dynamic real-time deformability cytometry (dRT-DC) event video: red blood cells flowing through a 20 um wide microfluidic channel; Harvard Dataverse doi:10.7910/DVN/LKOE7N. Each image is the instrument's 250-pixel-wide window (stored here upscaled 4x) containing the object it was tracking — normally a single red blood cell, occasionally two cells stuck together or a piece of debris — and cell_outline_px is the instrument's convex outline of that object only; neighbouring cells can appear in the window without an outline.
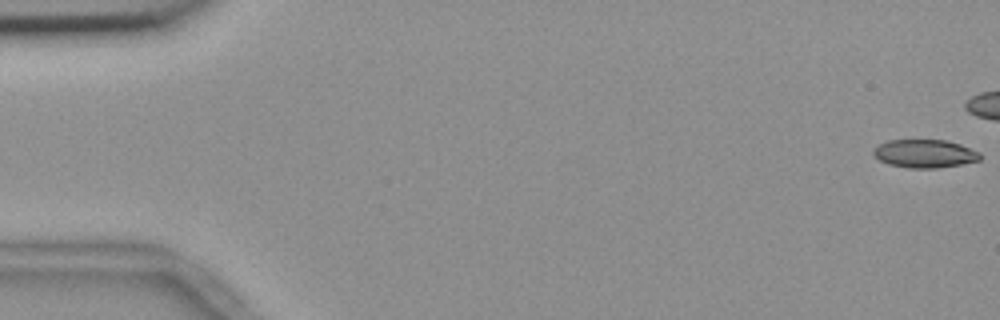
{"species": "common noctule bat (a hibernating species)", "species_latin": "Nyctalus noctula", "temperature_condition": "room temperature", "stored_images_in_passage": 8, "camera_frame_rate_fps": 3000, "um_per_image_px": 0.085, "animal": {"sex": "female", "body_mass_g": 18.4}, "frame": {"image": 1, "passage_image": 1, "time_ms": 0.0, "image_size_px": [1000, 320], "cell_outline_px": [[980, 160], [960, 164], [936, 168], [908, 168], [888, 164], [872, 156], [872, 148], [888, 140], [948, 140], [960, 144], [980, 152]], "centroid_in_image_um": [78.56, 13.05], "position_along_channel_um": 6.4, "area_um2": 17.63}}